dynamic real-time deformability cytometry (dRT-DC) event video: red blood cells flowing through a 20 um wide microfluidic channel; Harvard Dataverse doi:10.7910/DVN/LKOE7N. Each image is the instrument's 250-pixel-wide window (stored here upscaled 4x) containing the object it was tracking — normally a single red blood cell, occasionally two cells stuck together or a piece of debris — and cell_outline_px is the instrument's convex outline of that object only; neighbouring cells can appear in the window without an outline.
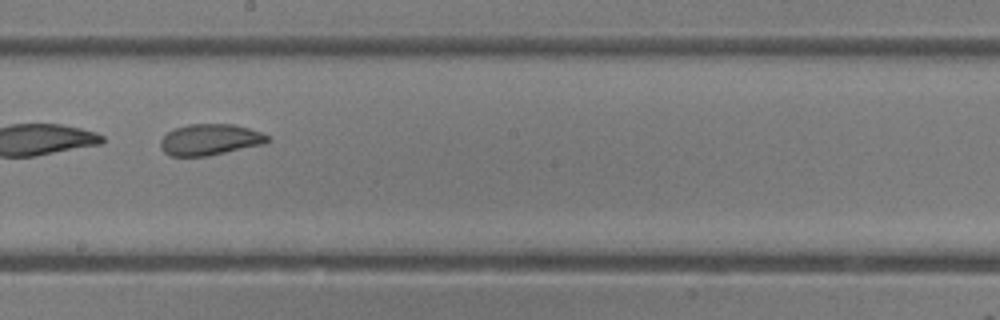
{"species": "common noctule bat (a hibernating species)", "species_latin": "Nyctalus noctula", "temperature_condition": "room temperature", "stored_images_in_passage": 48, "camera_frame_rate_fps": 3000, "um_per_image_px": 0.085, "animal": {"sex": "female"}, "frame": {"image": 1, "passage_image": 28, "time_ms": 9.0, "image_size_px": [1000, 320], "cell_outline_px": [[272, 140], [264, 144], [208, 156], [168, 156], [160, 148], [160, 140], [168, 132], [176, 128], [188, 124], [232, 124], [248, 128], [260, 132], [268, 136]], "centroid_in_image_um": [17.84, 11.88], "position_along_channel_um": 230.4, "area_um2": 19.48}}